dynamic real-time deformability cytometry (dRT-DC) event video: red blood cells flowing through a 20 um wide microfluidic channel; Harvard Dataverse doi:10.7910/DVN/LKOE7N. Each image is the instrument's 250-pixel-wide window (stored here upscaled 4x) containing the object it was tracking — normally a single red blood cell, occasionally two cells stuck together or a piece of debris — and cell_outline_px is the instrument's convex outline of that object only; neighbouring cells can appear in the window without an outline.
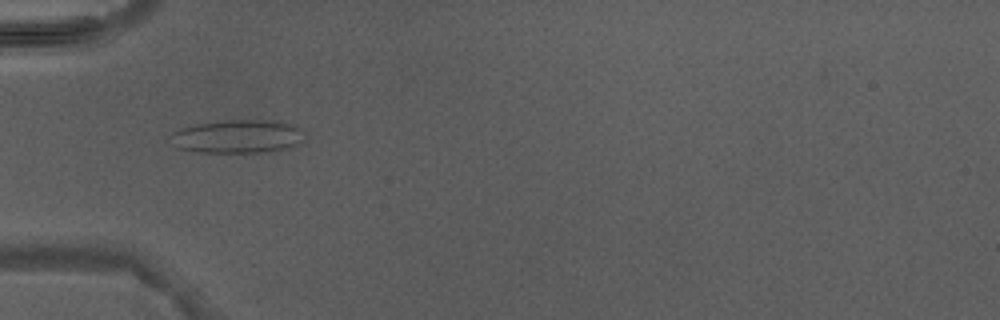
{"species": "Egyptian fruit bat (a non-hibernating species)", "species_latin": "Rousettus aegyptiacus", "temperature_condition": "warm", "stored_images_in_passage": 3, "camera_frame_rate_fps": 3000, "um_per_image_px": 0.085, "animal": {"sex": "male"}, "frame": {"image": 1, "passage_image": 3, "time_ms": 3.0, "image_size_px": [1000, 320], "cell_outline_px": [[304, 140], [288, 148], [272, 152], [200, 152], [176, 148], [168, 136], [172, 132], [180, 128], [200, 124], [228, 120], [268, 120], [296, 124], [304, 132]], "centroid_in_image_um": [20.22, 11.6], "position_along_channel_um": 64.8, "area_um2": 26.24}}